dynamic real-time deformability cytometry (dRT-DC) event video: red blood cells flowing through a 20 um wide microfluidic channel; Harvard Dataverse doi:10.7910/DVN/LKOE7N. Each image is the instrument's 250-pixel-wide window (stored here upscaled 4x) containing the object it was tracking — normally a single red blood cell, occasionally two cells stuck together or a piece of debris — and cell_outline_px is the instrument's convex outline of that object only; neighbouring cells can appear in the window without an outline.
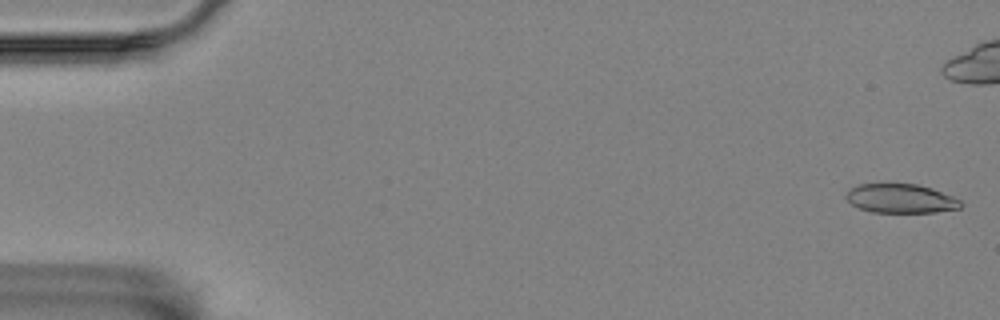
{"species": "Egyptian fruit bat (a non-hibernating species)", "species_latin": "Rousettus aegyptiacus", "temperature_condition": "room temperature", "stored_images_in_passage": 49, "camera_frame_rate_fps": 3000, "um_per_image_px": 0.085, "animal": {"sex": "female"}, "frame": {"image": 1, "passage_image": 2, "time_ms": 0.333, "image_size_px": [1000, 320], "cell_outline_px": [[964, 204], [960, 208], [932, 212], [872, 212], [860, 208], [852, 204], [844, 196], [856, 184], [916, 184], [932, 188], [952, 196], [960, 200]], "centroid_in_image_um": [76.57, 16.87], "position_along_channel_um": 8.4, "area_um2": 19.25}}
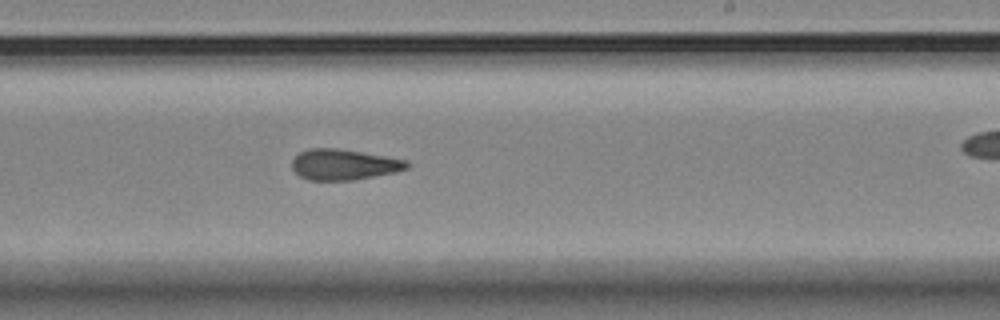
{"frame": {"image": 2, "passage_image": 35, "time_ms": 11.333, "image_size_px": [1000, 320], "cell_outline_px": [[408, 168], [396, 172], [352, 180], [308, 180], [300, 176], [292, 168], [292, 160], [300, 152], [312, 148], [340, 148], [408, 160]], "centroid_in_image_um": [29.23, 13.98], "position_along_channel_um": 259.8, "area_um2": 20.52}}
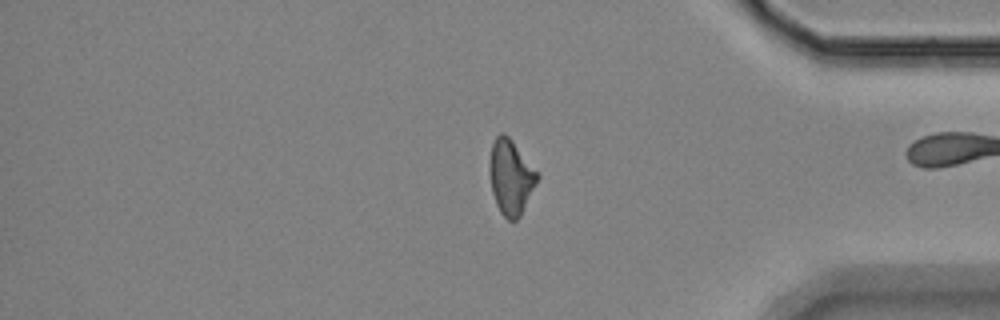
{"frame": {"image": 3, "passage_image": 48, "time_ms": 15.667, "image_size_px": [1000, 320], "cell_outline_px": [[540, 176], [520, 216], [516, 220], [508, 220], [500, 212], [496, 204], [492, 192], [488, 168], [492, 144], [496, 136], [500, 132], [504, 132], [512, 140], [540, 172]], "centroid_in_image_um": [43.42, 15.02], "position_along_channel_um": 391.8, "area_um2": 21.1}}